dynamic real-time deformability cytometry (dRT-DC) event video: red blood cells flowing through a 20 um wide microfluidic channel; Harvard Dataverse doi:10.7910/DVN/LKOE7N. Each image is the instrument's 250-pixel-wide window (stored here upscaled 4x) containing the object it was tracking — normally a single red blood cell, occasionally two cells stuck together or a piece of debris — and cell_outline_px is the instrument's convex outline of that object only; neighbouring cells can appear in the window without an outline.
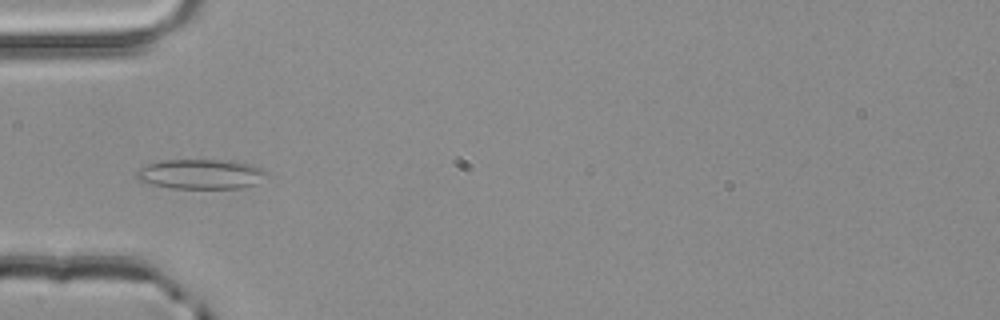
{"species": "common noctule bat (a hibernating species)", "species_latin": "Nyctalus noctula", "temperature_condition": "room temperature", "stored_images_in_passage": 5, "camera_frame_rate_fps": 3000, "um_per_image_px": 0.085, "animal": {"sex": "male", "body_mass_g": 20.4}, "frame": {"image": 1, "passage_image": 5, "time_ms": 1.333, "image_size_px": [1000, 320], "cell_outline_px": [[272, 176], [256, 184], [240, 188], [172, 188], [152, 184], [136, 180], [136, 172], [140, 168], [148, 164], [160, 160], [232, 160], [252, 164], [268, 172]], "centroid_in_image_um": [17.14, 14.79], "position_along_channel_um": 67.9, "area_um2": 22.95}}